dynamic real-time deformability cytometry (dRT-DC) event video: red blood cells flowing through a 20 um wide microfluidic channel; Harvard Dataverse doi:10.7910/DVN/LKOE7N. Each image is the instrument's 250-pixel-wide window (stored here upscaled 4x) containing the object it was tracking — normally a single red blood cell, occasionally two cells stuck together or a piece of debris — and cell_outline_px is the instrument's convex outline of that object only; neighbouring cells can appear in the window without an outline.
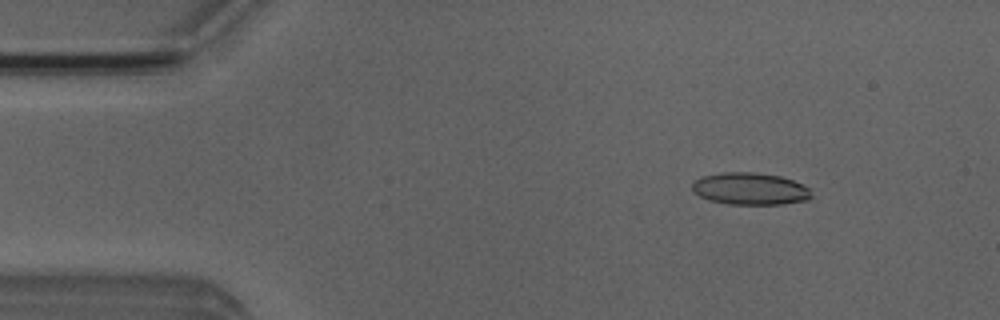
{"species": "Egyptian fruit bat (a non-hibernating species)", "species_latin": "Rousettus aegyptiacus", "temperature_condition": "room temperature", "stored_images_in_passage": 6, "camera_frame_rate_fps": 3000, "um_per_image_px": 0.085, "animal": {"sex": "male"}, "frame": {"image": 1, "passage_image": 2, "time_ms": 2.0, "image_size_px": [1000, 320], "cell_outline_px": [[812, 196], [808, 200], [780, 204], [728, 204], [708, 200], [692, 192], [692, 180], [700, 176], [720, 172], [752, 172], [780, 176], [792, 180], [808, 188]], "centroid_in_image_um": [63.68, 16.04], "position_along_channel_um": 21.3, "area_um2": 22.43}}